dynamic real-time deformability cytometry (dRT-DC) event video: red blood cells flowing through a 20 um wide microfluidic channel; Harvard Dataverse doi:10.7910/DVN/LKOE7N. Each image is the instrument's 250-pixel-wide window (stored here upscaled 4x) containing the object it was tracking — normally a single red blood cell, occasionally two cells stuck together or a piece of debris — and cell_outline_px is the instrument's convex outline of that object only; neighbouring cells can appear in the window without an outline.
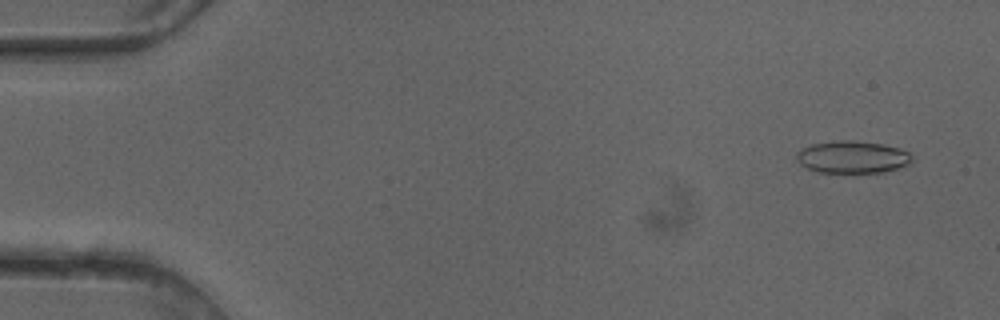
{"species": "common noctule bat (a hibernating species)", "species_latin": "Nyctalus noctula", "temperature_condition": "cold", "stored_images_in_passage": 50, "camera_frame_rate_fps": 3000, "um_per_image_px": 0.085, "animal": {"sex": "female"}, "frame": {"image": 1, "passage_image": 3, "time_ms": 0.667, "image_size_px": [1000, 320], "cell_outline_px": [[916, 160], [908, 164], [884, 172], [816, 172], [800, 164], [796, 160], [796, 152], [800, 148], [812, 144], [840, 140], [852, 140], [884, 144], [900, 148], [908, 152]], "centroid_in_image_um": [72.45, 13.34], "position_along_channel_um": 12.5, "area_um2": 21.85}}
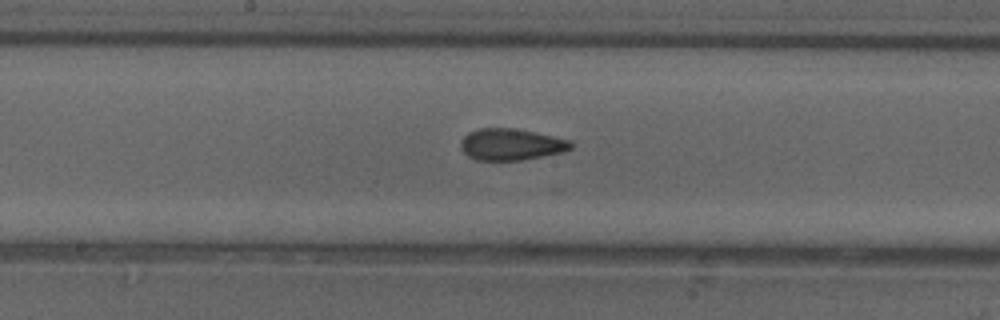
{"frame": {"image": 2, "passage_image": 26, "time_ms": 8.333, "image_size_px": [1000, 320], "cell_outline_px": [[572, 148], [564, 152], [520, 160], [476, 160], [468, 156], [460, 148], [460, 140], [468, 132], [480, 128], [512, 128], [536, 132], [572, 140]], "centroid_in_image_um": [43.44, 12.27], "position_along_channel_um": 204.8, "area_um2": 20.4}}
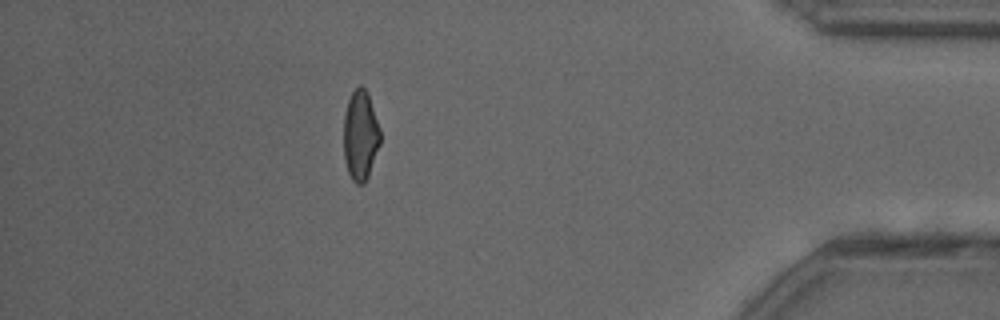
{"frame": {"image": 3, "passage_image": 44, "time_ms": 14.333, "image_size_px": [1000, 320], "cell_outline_px": [[380, 144], [368, 176], [364, 184], [356, 184], [352, 180], [348, 172], [344, 160], [344, 112], [348, 100], [352, 92], [360, 84], [368, 92], [380, 128]], "centroid_in_image_um": [30.63, 11.5], "position_along_channel_um": 404.6, "area_um2": 19.31}, "authors_computed_cell_mechanics": {"area_um2": 20.4323, "velocity_mm_per_s": 4.1203, "shape_relaxation_time_tau1_ms": null, "shape_relaxation_time_tau2_ms": 1.5646, "deformation_change_tau1": null, "deformation_change_tau2": 0.0761}}